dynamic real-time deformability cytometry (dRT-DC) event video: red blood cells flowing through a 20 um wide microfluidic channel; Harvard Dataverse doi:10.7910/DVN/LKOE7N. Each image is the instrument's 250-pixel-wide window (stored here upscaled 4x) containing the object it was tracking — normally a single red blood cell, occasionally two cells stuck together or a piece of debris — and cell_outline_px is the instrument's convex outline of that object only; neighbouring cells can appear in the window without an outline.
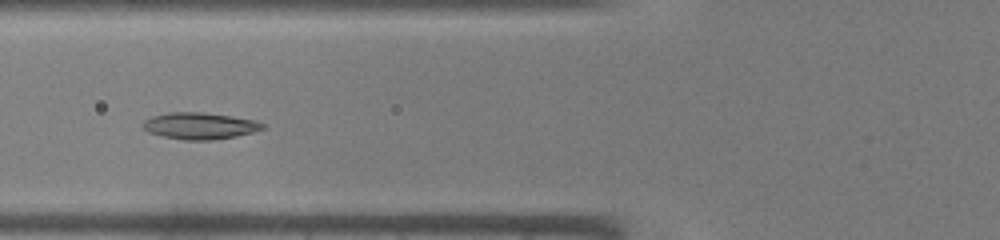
{"species": "common noctule bat (a hibernating species)", "species_latin": "Nyctalus noctula", "temperature_condition": "warm", "stored_images_in_passage": 34, "camera_frame_rate_fps": 3000, "um_per_image_px": 0.085, "animal": {"sex": "male", "body_mass_g": 19.0, "forearm_length_mm": 50.8}, "frame": {"image": 1, "passage_image": 7, "time_ms": 2.0, "image_size_px": [1000, 240], "cell_outline_px": [[264, 128], [252, 132], [236, 136], [212, 140], [184, 140], [164, 136], [148, 132], [144, 128], [144, 120], [152, 116], [168, 112], [200, 112], [232, 116], [256, 120], [264, 124]], "centroid_in_image_um": [16.99, 10.69], "position_along_channel_um": 108.8, "area_um2": 18.44}}
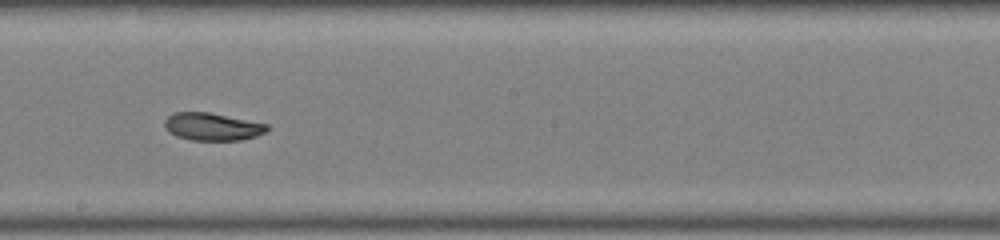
{"frame": {"image": 2, "passage_image": 15, "time_ms": 4.667, "image_size_px": [1000, 240], "cell_outline_px": [[268, 128], [264, 132], [256, 136], [240, 140], [192, 140], [176, 136], [168, 132], [164, 128], [164, 120], [172, 112], [208, 112], [268, 124]], "centroid_in_image_um": [17.99, 10.76], "position_along_channel_um": 230.2, "area_um2": 16.47}}
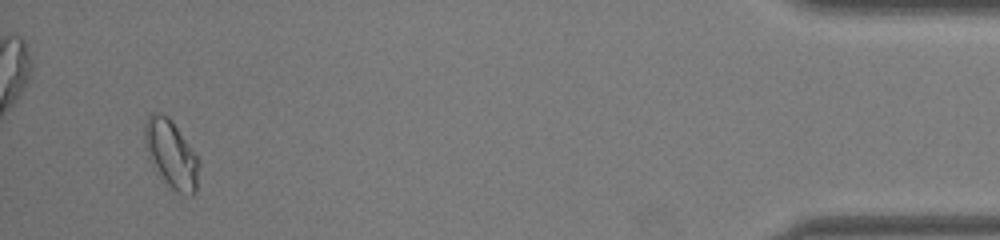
{"frame": {"image": 3, "passage_image": 32, "time_ms": 10.333, "image_size_px": [1000, 240], "cell_outline_px": [[200, 164], [196, 192], [192, 196], [176, 192], [160, 180], [148, 156], [144, 144], [144, 124], [148, 116], [152, 112], [160, 112], [168, 116], [172, 120], [200, 160]], "centroid_in_image_um": [14.54, 13.12], "position_along_channel_um": 420.7, "area_um2": 22.02}}